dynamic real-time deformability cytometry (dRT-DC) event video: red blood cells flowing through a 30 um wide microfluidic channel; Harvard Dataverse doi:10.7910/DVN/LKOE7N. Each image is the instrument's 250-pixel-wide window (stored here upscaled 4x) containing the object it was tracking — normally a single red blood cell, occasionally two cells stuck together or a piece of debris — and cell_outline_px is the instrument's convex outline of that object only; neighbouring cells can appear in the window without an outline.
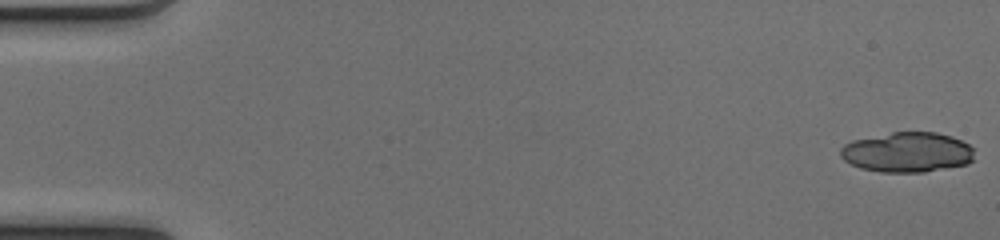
{"species": "common noctule bat (a hibernating species)", "species_latin": "Nyctalus noctula", "temperature_condition": "cold", "stored_images_in_passage": 20, "camera_frame_rate_fps": 3000, "um_per_image_px": 0.085, "animal": {"sex": "female", "body_mass_g": 17.0, "forearm_length_mm": 48.0}, "frame": {"image": 1, "passage_image": 1, "time_ms": 0.0, "image_size_px": [1000, 240], "cell_outline_px": [[972, 160], [968, 164], [924, 172], [880, 172], [860, 168], [844, 160], [840, 156], [840, 148], [844, 144], [852, 140], [892, 132], [936, 132], [952, 136], [968, 144], [972, 148]], "centroid_in_image_um": [77.09, 12.94], "position_along_channel_um": 7.9, "area_um2": 31.27}}